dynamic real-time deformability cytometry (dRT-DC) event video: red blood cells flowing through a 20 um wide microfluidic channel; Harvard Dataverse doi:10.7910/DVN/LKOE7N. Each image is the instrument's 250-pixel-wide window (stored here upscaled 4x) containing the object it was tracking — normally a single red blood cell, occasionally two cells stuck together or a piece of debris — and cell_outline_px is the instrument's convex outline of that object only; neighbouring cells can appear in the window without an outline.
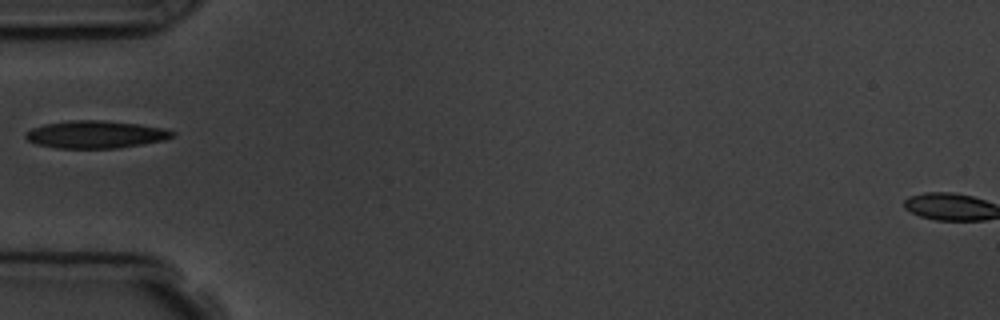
{"species": "common noctule bat (a hibernating species)", "species_latin": "Nyctalus noctula", "temperature_condition": "room temperature", "stored_images_in_passage": 7, "camera_frame_rate_fps": 3000, "um_per_image_px": 0.085, "animal": {"sex": "male", "body_mass_g": 19.5, "forearm_length_mm": 54.6}, "frame": {"image": 1, "passage_image": 6, "time_ms": 5.667, "image_size_px": [1000, 320], "cell_outline_px": [[176, 136], [164, 140], [116, 148], [56, 148], [36, 144], [28, 140], [24, 136], [24, 132], [32, 128], [44, 124], [68, 120], [100, 120], [136, 124], [164, 128], [176, 132]], "centroid_in_image_um": [8.1, 11.42], "position_along_channel_um": 76.9, "area_um2": 23.52}}